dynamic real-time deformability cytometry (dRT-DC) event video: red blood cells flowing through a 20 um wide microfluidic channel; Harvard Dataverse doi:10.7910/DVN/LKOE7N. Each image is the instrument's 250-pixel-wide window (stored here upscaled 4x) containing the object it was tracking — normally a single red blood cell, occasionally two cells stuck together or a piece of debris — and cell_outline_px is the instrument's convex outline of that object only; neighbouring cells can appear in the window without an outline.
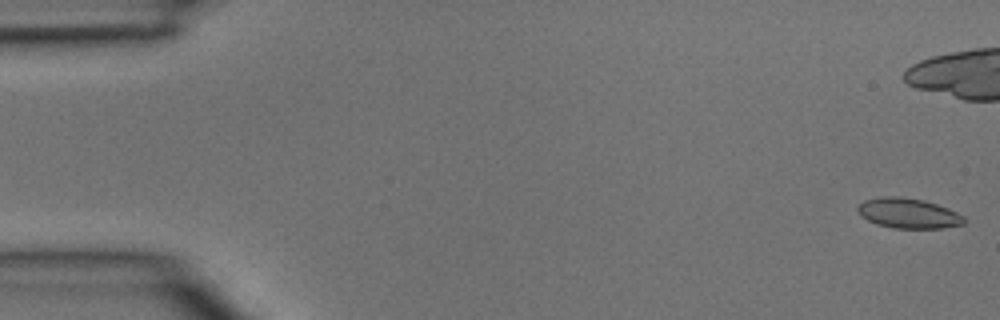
{"species": "common noctule bat (a hibernating species)", "species_latin": "Nyctalus noctula", "temperature_condition": "room temperature", "stored_images_in_passage": 5, "camera_frame_rate_fps": 3000, "um_per_image_px": 0.085, "animal": {"sex": "male", "body_mass_g": 15.6}, "frame": {"image": 1, "passage_image": 1, "time_ms": 0.0, "image_size_px": [1000, 320], "cell_outline_px": [[968, 220], [964, 224], [944, 228], [892, 228], [876, 224], [860, 216], [856, 208], [864, 200], [880, 196], [896, 196], [924, 200], [948, 208], [964, 216]], "centroid_in_image_um": [77.21, 18.13], "position_along_channel_um": 7.8, "area_um2": 18.84}}